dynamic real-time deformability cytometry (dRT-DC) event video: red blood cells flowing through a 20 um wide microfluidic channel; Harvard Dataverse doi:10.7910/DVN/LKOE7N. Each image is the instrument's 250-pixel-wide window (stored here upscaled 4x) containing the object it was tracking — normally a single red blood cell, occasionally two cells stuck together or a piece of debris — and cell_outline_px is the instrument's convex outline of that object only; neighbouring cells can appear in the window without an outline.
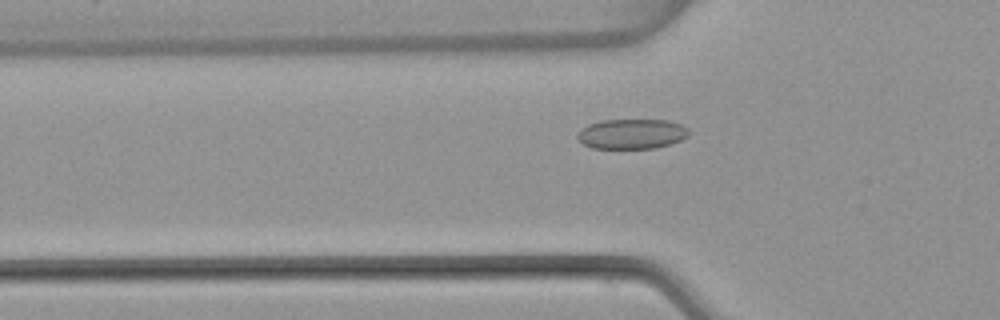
{"species": "common noctule bat (a hibernating species)", "species_latin": "Nyctalus noctula", "temperature_condition": "warm", "stored_images_in_passage": 54, "camera_frame_rate_fps": 3000, "um_per_image_px": 0.085, "animal": {"sex": "female", "body_mass_g": 22.7, "forearm_length_mm": 54.2}, "frame": {"image": 1, "passage_image": 18, "time_ms": 5.667, "image_size_px": [1000, 320], "cell_outline_px": [[688, 136], [680, 140], [656, 148], [592, 148], [584, 144], [576, 136], [580, 128], [588, 124], [600, 120], [668, 120], [680, 124], [688, 128]], "centroid_in_image_um": [53.67, 11.37], "position_along_channel_um": 72.1, "area_um2": 19.42}}
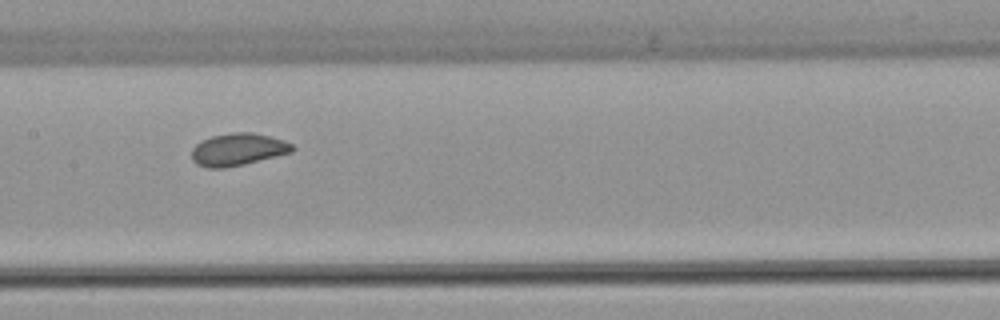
{"frame": {"image": 2, "passage_image": 27, "time_ms": 8.667, "image_size_px": [1000, 320], "cell_outline_px": [[296, 148], [292, 152], [244, 164], [224, 168], [208, 168], [196, 164], [192, 160], [192, 148], [196, 144], [212, 136], [232, 132], [252, 132], [284, 140], [292, 144]], "centroid_in_image_um": [20.22, 12.71], "position_along_channel_um": 187.2, "area_um2": 18.9}}
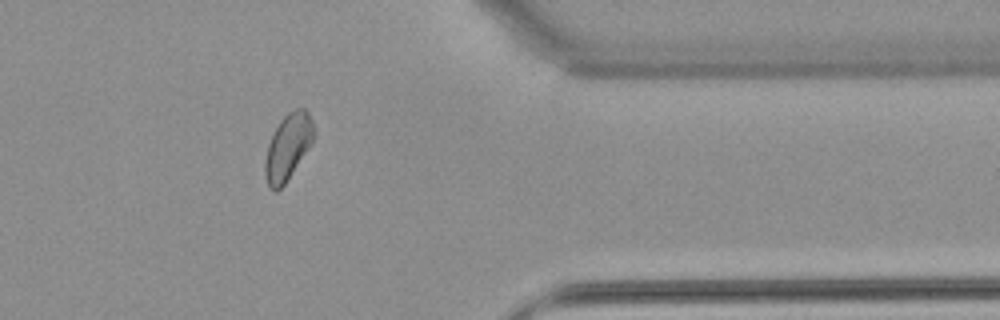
{"frame": {"image": 3, "passage_image": 44, "time_ms": 14.333, "image_size_px": [1000, 320], "cell_outline_px": [[312, 144], [284, 184], [276, 192], [268, 188], [264, 172], [264, 164], [268, 144], [280, 120], [288, 112], [296, 108], [304, 108], [308, 112], [312, 120]], "centroid_in_image_um": [24.44, 12.51], "position_along_channel_um": 387.0, "area_um2": 18.5}, "authors_computed_cell_mechanics": {"area_um2": 19.2185, "velocity_mm_per_s": 3.8162, "shape_relaxation_time_tau1_ms": 3.2858, "shape_relaxation_time_tau2_ms": 1.0893, "deformation_change_tau1": 0.0675, "deformation_change_tau2": 0.0564}}